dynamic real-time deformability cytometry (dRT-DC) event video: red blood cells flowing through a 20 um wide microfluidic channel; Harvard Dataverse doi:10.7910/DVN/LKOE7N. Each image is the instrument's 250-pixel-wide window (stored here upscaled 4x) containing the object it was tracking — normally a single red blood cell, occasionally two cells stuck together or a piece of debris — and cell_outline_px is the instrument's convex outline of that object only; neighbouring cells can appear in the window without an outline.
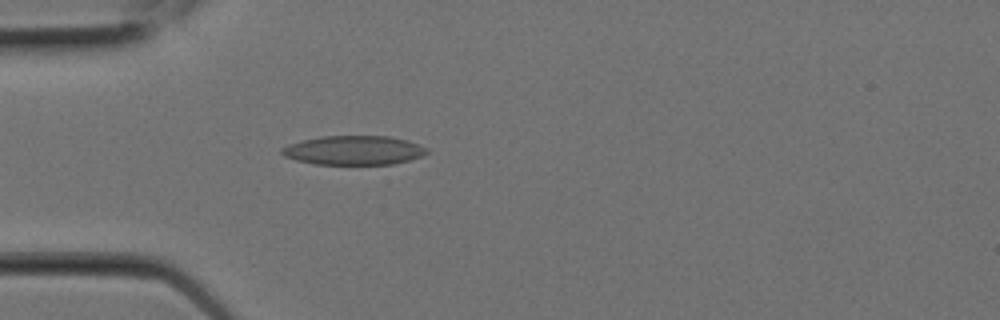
{"species": "Egyptian fruit bat (a non-hibernating species)", "species_latin": "Rousettus aegyptiacus", "temperature_condition": "room temperature", "stored_images_in_passage": 6, "camera_frame_rate_fps": 3000, "um_per_image_px": 0.085, "animal": {"sex": "female"}, "frame": {"image": 1, "passage_image": 6, "time_ms": 1.667, "image_size_px": [1000, 320], "cell_outline_px": [[428, 152], [424, 156], [392, 164], [316, 164], [296, 160], [284, 156], [280, 152], [280, 148], [288, 144], [300, 140], [320, 136], [388, 136], [408, 140], [428, 148]], "centroid_in_image_um": [30.06, 12.76], "position_along_channel_um": 54.9, "area_um2": 24.8}}